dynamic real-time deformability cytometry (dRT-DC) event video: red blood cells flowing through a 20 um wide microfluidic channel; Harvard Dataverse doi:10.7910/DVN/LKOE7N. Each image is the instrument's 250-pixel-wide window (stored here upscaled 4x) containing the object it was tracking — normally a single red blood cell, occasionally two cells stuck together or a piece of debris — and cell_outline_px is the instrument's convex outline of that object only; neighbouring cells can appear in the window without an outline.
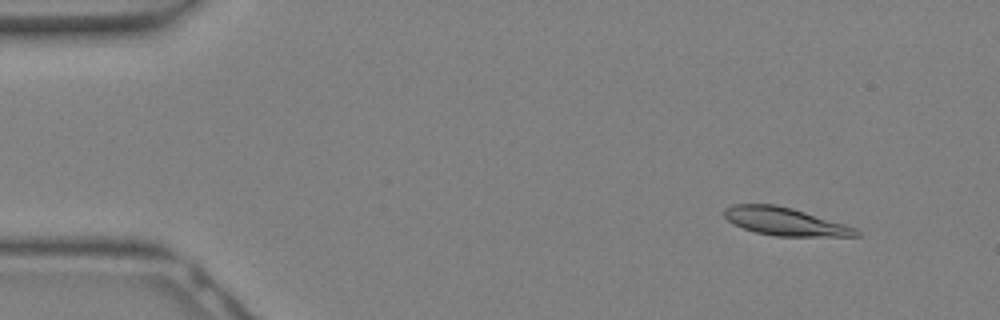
{"species": "Egyptian fruit bat (a non-hibernating species)", "species_latin": "Rousettus aegyptiacus", "temperature_condition": "warm", "stored_images_in_passage": 17, "camera_frame_rate_fps": 3000, "um_per_image_px": 0.085, "animal": {"sex": "female"}, "frame": {"image": 1, "passage_image": 3, "time_ms": 0.667, "image_size_px": [1000, 320], "cell_outline_px": [[860, 236], [776, 236], [756, 232], [744, 228], [728, 220], [724, 216], [724, 208], [732, 204], [776, 204], [792, 208], [844, 224], [856, 228], [860, 232]], "centroid_in_image_um": [66.71, 18.82], "position_along_channel_um": 18.3, "area_um2": 21.21}}
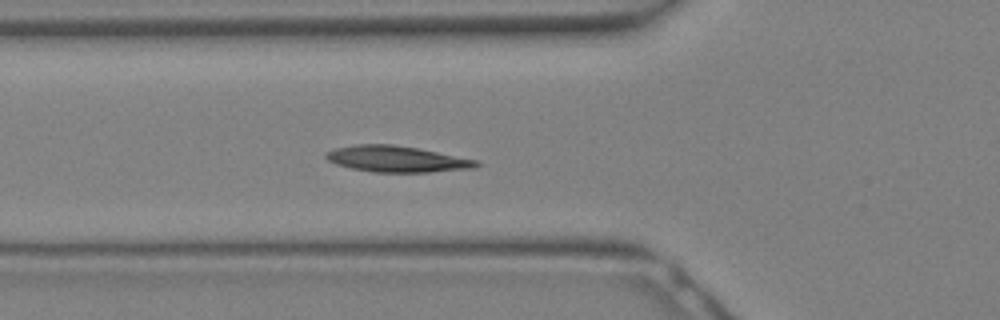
{"frame": {"image": 2, "passage_image": 11, "time_ms": 3.333, "image_size_px": [1000, 320], "cell_outline_px": [[480, 164], [476, 168], [428, 172], [372, 172], [352, 168], [336, 164], [328, 160], [324, 156], [324, 152], [336, 148], [356, 144], [392, 144], [416, 148], [476, 160]], "centroid_in_image_um": [33.68, 13.52], "position_along_channel_um": 92.1, "area_um2": 22.72}}
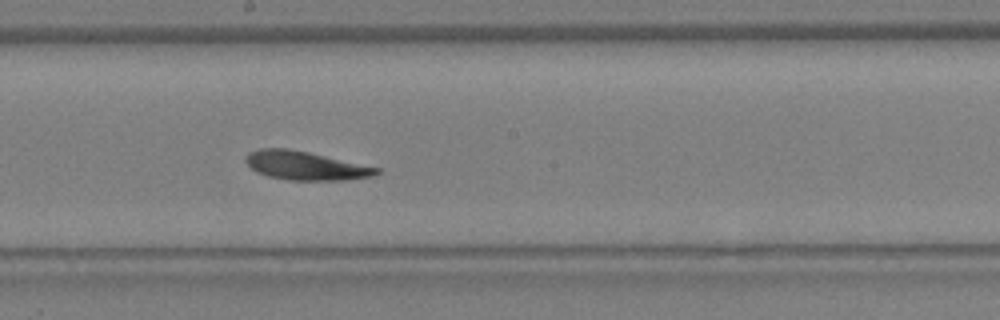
{"frame": {"image": 3, "passage_image": 17, "time_ms": 5.333, "image_size_px": [1000, 320], "cell_outline_px": [[380, 172], [376, 176], [348, 180], [288, 180], [268, 176], [256, 172], [244, 160], [248, 152], [260, 148], [288, 148], [308, 152], [380, 168]], "centroid_in_image_um": [25.97, 14.08], "position_along_channel_um": 222.2, "area_um2": 21.91}}